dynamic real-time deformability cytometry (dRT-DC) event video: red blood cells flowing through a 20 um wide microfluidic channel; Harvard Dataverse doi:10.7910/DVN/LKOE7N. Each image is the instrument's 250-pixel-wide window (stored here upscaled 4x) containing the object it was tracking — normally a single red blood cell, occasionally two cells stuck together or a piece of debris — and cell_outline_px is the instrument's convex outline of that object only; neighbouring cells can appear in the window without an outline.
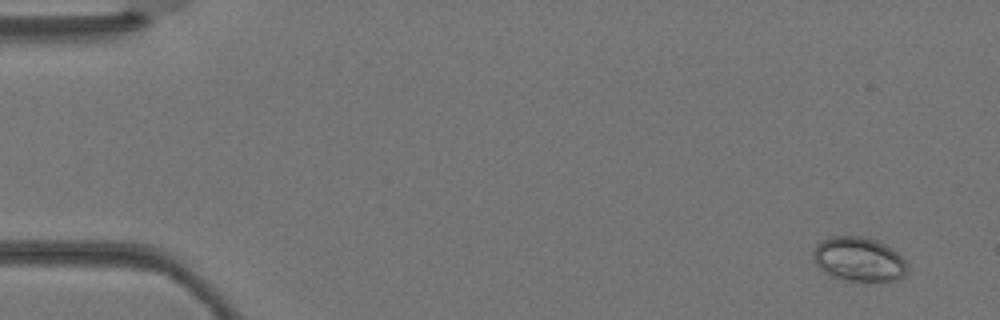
{"species": "Egyptian fruit bat (a non-hibernating species)", "species_latin": "Rousettus aegyptiacus", "temperature_condition": "warm", "stored_images_in_passage": 4, "camera_frame_rate_fps": 3000, "um_per_image_px": 0.085, "animal": {"sex": "female"}, "frame": {"image": 1, "passage_image": 1, "time_ms": 0.0, "image_size_px": [1000, 320], "cell_outline_px": [[908, 264], [904, 276], [900, 280], [848, 280], [832, 276], [824, 272], [816, 264], [812, 256], [812, 252], [816, 244], [820, 240], [832, 236], [860, 236], [876, 240], [892, 248]], "centroid_in_image_um": [72.97, 22.02], "position_along_channel_um": 12.0, "area_um2": 24.16}}